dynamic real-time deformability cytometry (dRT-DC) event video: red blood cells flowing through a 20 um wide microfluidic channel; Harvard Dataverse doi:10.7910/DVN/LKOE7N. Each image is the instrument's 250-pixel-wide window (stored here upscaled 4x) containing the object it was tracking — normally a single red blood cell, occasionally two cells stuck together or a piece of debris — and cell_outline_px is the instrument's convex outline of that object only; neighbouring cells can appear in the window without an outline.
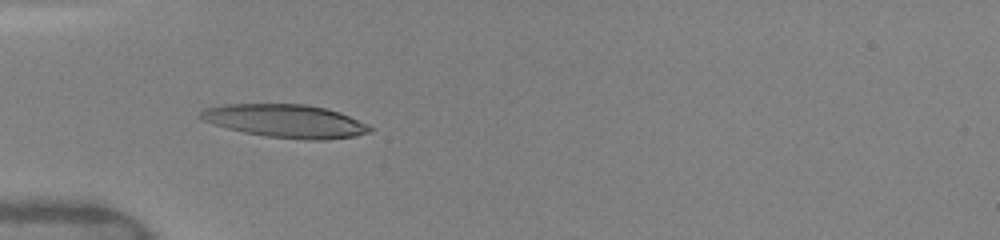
{"species": "human", "species_latin": "Homo sapiens", "temperature_condition": "warm", "stored_images_in_passage": 4, "camera_frame_rate_fps": 3000, "um_per_image_px": 0.085, "donor": {"sex": "female"}, "frame": {"image": 1, "passage_image": 1, "time_ms": 0.0, "image_size_px": [1000, 240], "cell_outline_px": [[376, 128], [372, 132], [356, 136], [328, 140], [304, 140], [268, 136], [244, 132], [212, 124], [196, 116], [204, 108], [224, 104], [304, 104], [324, 108], [340, 112], [368, 124]], "centroid_in_image_um": [24.31, 10.29], "position_along_channel_um": 60.7, "area_um2": 32.95}}
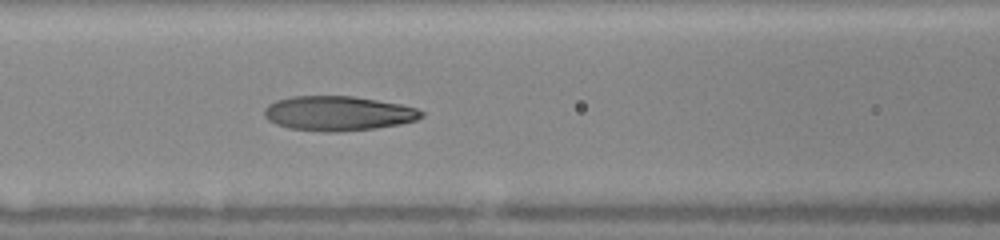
{"frame": {"image": 2, "passage_image": 4, "time_ms": 2.0, "image_size_px": [1000, 240], "cell_outline_px": [[424, 116], [416, 120], [400, 124], [376, 128], [336, 132], [324, 132], [288, 128], [276, 124], [268, 120], [264, 116], [264, 108], [268, 104], [276, 100], [292, 96], [352, 96], [400, 104], [416, 108], [424, 112]], "centroid_in_image_um": [28.72, 9.64], "position_along_channel_um": 137.9, "area_um2": 31.79}}